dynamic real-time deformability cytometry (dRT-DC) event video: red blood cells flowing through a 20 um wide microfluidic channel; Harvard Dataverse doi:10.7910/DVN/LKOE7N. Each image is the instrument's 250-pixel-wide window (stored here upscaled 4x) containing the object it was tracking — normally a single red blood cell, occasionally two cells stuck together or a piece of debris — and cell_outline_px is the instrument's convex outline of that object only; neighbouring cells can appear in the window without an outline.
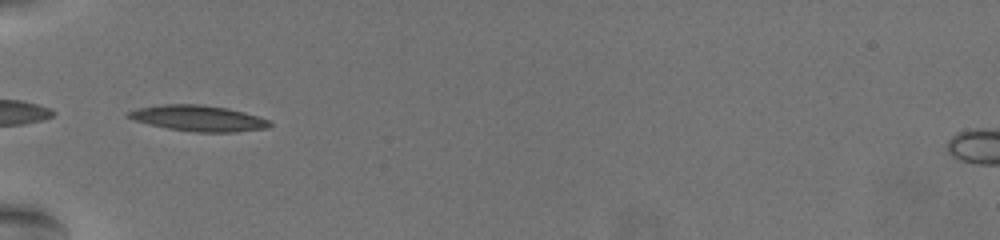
{"species": "common noctule bat (a hibernating species)", "species_latin": "Nyctalus noctula", "temperature_condition": "warm", "stored_images_in_passage": 35, "camera_frame_rate_fps": 3000, "um_per_image_px": 0.085, "animal": {"sex": "female", "body_mass_g": 19.5, "forearm_length_mm": 54.1}, "frame": {"image": 1, "passage_image": 1, "time_ms": 0.0, "image_size_px": [1000, 240], "cell_outline_px": [[272, 124], [268, 128], [236, 132], [196, 132], [168, 128], [136, 120], [124, 116], [128, 112], [136, 108], [160, 104], [200, 104], [228, 108], [244, 112], [268, 120]], "centroid_in_image_um": [16.86, 10.04], "position_along_channel_um": 68.1, "area_um2": 21.15}}
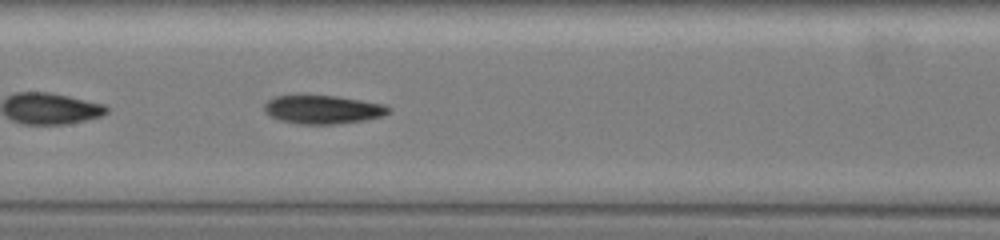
{"frame": {"image": 2, "passage_image": 11, "time_ms": 3.333, "image_size_px": [1000, 240], "cell_outline_px": [[392, 112], [384, 116], [364, 120], [336, 124], [296, 124], [280, 120], [268, 116], [264, 112], [264, 104], [268, 100], [276, 96], [336, 96], [384, 104], [392, 108]], "centroid_in_image_um": [27.46, 9.32], "position_along_channel_um": 179.9, "area_um2": 20.75}}
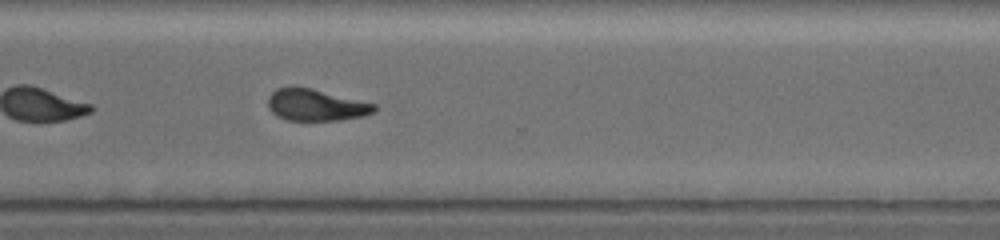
{"frame": {"image": 3, "passage_image": 25, "time_ms": 8.0, "image_size_px": [1000, 240], "cell_outline_px": [[376, 112], [360, 116], [340, 120], [288, 120], [276, 116], [268, 108], [268, 96], [276, 88], [312, 88], [376, 104]], "centroid_in_image_um": [26.85, 8.93], "position_along_channel_um": 343.8, "area_um2": 19.42}, "authors_computed_cell_mechanics": {"area_um2": 20.6346, "velocity_mm_per_s": 3.5132, "shape_relaxation_time_tau1_ms": 4.656, "shape_relaxation_time_tau2_ms": 4.428, "deformation_change_tau1": 0.1816, "deformation_change_tau2": 0.1196}}